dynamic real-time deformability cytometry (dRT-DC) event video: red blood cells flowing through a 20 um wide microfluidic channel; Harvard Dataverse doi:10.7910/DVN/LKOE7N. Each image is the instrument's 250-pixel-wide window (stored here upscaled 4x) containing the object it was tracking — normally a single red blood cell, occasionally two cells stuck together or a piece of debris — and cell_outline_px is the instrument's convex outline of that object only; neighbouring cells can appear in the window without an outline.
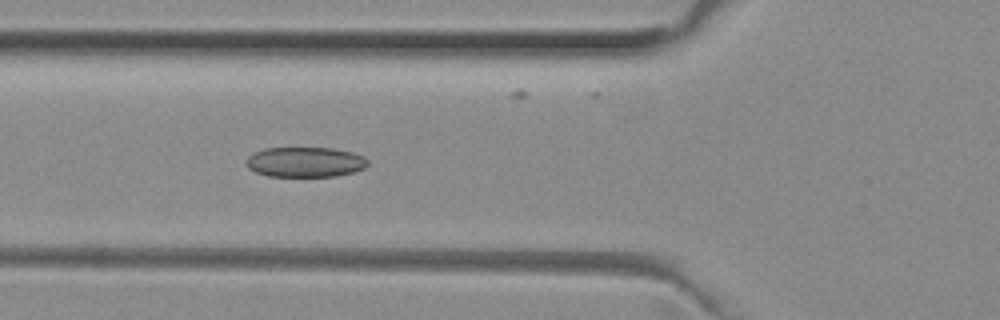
{"species": "common noctule bat (a hibernating species)", "species_latin": "Nyctalus noctula", "temperature_condition": "room temperature", "stored_images_in_passage": 52, "camera_frame_rate_fps": 3000, "um_per_image_px": 0.085, "animal": {"sex": "female", "body_mass_g": 29.2, "forearm_length_mm": 56.3}, "frame": {"image": 1, "passage_image": 18, "time_ms": 5.667, "image_size_px": [1000, 320], "cell_outline_px": [[368, 164], [364, 168], [352, 172], [336, 176], [268, 176], [256, 172], [248, 168], [244, 164], [248, 156], [264, 148], [332, 148], [352, 152], [364, 156], [368, 160]], "centroid_in_image_um": [25.93, 13.77], "position_along_channel_um": 99.9, "area_um2": 21.33}}
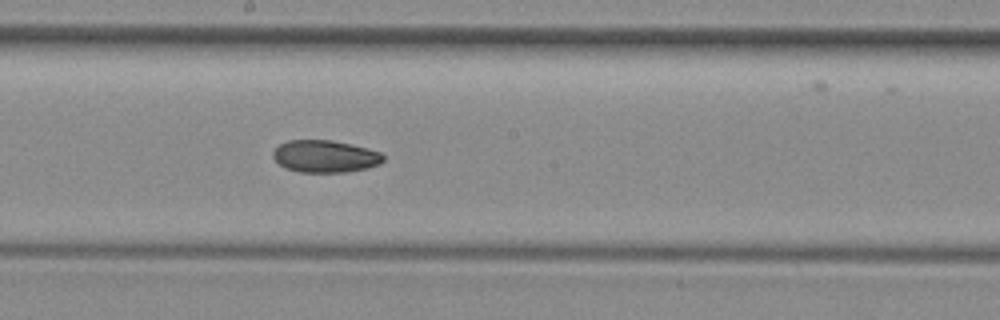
{"frame": {"image": 2, "passage_image": 27, "time_ms": 8.667, "image_size_px": [1000, 320], "cell_outline_px": [[384, 160], [380, 164], [368, 168], [344, 172], [300, 172], [284, 168], [272, 156], [272, 152], [280, 144], [288, 140], [332, 140], [380, 152], [384, 156]], "centroid_in_image_um": [27.61, 13.29], "position_along_channel_um": 220.6, "area_um2": 20.58}}
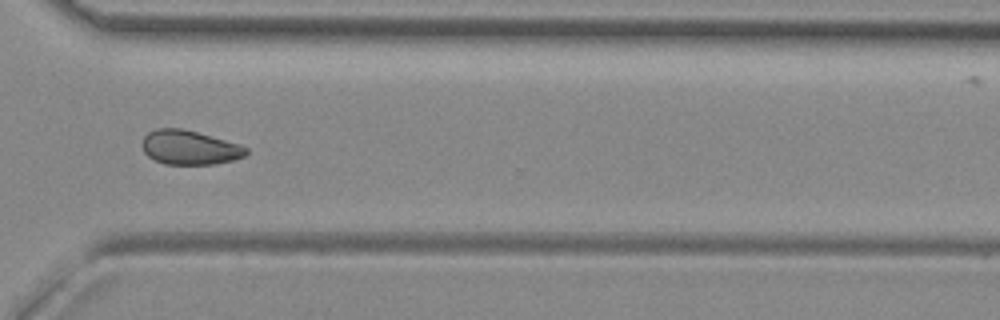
{"frame": {"image": 3, "passage_image": 37, "time_ms": 12.0, "image_size_px": [1000, 320], "cell_outline_px": [[248, 152], [244, 156], [232, 160], [216, 164], [164, 164], [148, 156], [144, 152], [140, 144], [144, 136], [148, 132], [156, 128], [180, 128], [196, 132], [240, 144], [248, 148]], "centroid_in_image_um": [16.08, 12.53], "position_along_channel_um": 354.5, "area_um2": 20.75}, "authors_computed_cell_mechanics": {"area_um2": 21.386, "velocity_mm_per_s": 4.0126, "shape_relaxation_time_tau1_ms": null, "shape_relaxation_time_tau2_ms": 4.7958, "deformation_change_tau1": null, "deformation_change_tau2": 0.0792}}